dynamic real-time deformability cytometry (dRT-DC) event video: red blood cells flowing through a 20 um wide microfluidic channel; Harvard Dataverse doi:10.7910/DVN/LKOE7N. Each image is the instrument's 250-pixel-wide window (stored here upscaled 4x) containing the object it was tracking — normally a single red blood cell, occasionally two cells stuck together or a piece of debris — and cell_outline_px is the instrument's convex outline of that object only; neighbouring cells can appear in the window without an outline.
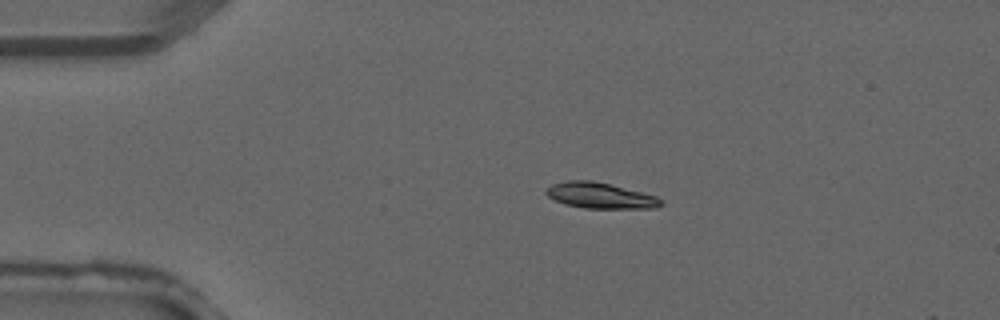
{"species": "common noctule bat (a hibernating species)", "species_latin": "Nyctalus noctula", "temperature_condition": "warm", "stored_images_in_passage": 3, "camera_frame_rate_fps": 3000, "um_per_image_px": 0.085, "animal": {"sex": "male", "forearm_length_mm": 52.5}, "frame": {"image": 1, "passage_image": 2, "time_ms": 0.333, "image_size_px": [1000, 320], "cell_outline_px": [[664, 204], [656, 208], [584, 208], [564, 204], [548, 196], [544, 192], [552, 184], [568, 180], [592, 180], [656, 196], [664, 200]], "centroid_in_image_um": [51.03, 16.63], "position_along_channel_um": 34.0, "area_um2": 17.11}}